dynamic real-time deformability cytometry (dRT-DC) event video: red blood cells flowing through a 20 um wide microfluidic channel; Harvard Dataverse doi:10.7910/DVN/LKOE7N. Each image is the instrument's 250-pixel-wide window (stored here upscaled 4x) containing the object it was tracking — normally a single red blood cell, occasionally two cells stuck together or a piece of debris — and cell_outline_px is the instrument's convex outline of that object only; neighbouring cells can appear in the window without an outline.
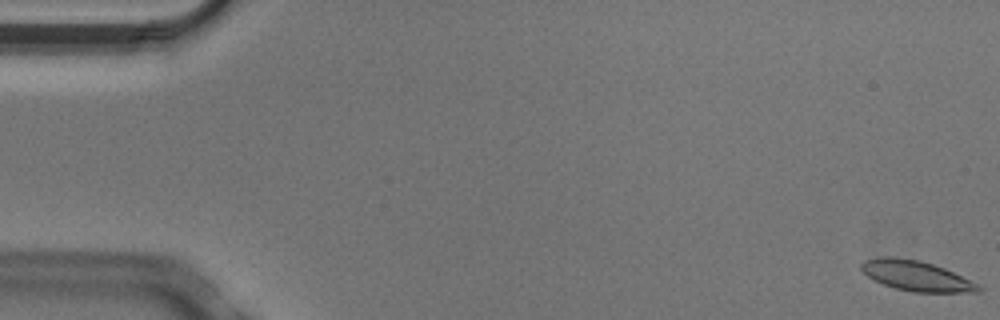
{"species": "Egyptian fruit bat (a non-hibernating species)", "species_latin": "Rousettus aegyptiacus", "temperature_condition": "cold", "stored_images_in_passage": 5, "camera_frame_rate_fps": 3000, "um_per_image_px": 0.085, "animal": {"sex": "male"}, "frame": {"image": 1, "passage_image": 1, "time_ms": 0.0, "image_size_px": [1000, 320], "cell_outline_px": [[984, 288], [980, 292], [912, 292], [896, 288], [872, 280], [860, 268], [860, 264], [864, 260], [880, 256], [892, 256], [920, 260], [944, 268], [980, 284]], "centroid_in_image_um": [77.89, 23.44], "position_along_channel_um": 7.1, "area_um2": 20.75}}